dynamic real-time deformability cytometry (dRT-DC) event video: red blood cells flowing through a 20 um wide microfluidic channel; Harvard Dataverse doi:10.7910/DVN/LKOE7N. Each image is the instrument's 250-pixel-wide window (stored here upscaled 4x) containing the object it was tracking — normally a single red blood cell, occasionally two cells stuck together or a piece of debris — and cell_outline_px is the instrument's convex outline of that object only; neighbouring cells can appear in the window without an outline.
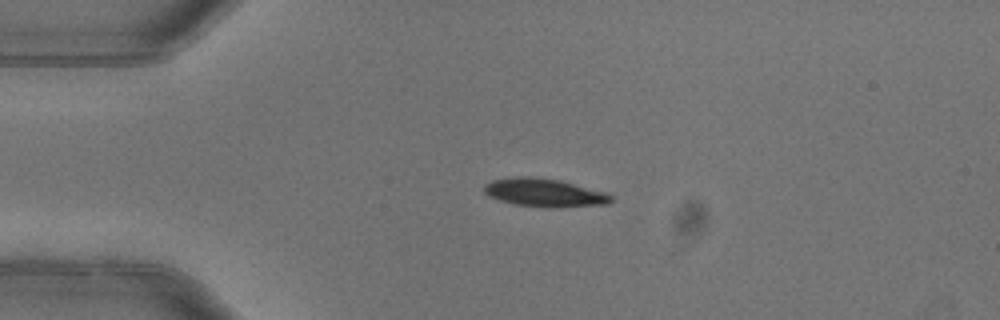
{"species": "common noctule bat (a hibernating species)", "species_latin": "Nyctalus noctula", "temperature_condition": "warm", "stored_images_in_passage": 3, "camera_frame_rate_fps": 3000, "um_per_image_px": 0.085, "animal": {"sex": "female"}, "frame": {"image": 1, "passage_image": 2, "time_ms": 0.333, "image_size_px": [1000, 320], "cell_outline_px": [[612, 200], [608, 204], [556, 208], [544, 208], [516, 204], [500, 200], [488, 196], [484, 192], [484, 184], [492, 180], [520, 176], [528, 176], [560, 180], [604, 192], [612, 196]], "centroid_in_image_um": [46.26, 16.39], "position_along_channel_um": 38.7, "area_um2": 20.87}}